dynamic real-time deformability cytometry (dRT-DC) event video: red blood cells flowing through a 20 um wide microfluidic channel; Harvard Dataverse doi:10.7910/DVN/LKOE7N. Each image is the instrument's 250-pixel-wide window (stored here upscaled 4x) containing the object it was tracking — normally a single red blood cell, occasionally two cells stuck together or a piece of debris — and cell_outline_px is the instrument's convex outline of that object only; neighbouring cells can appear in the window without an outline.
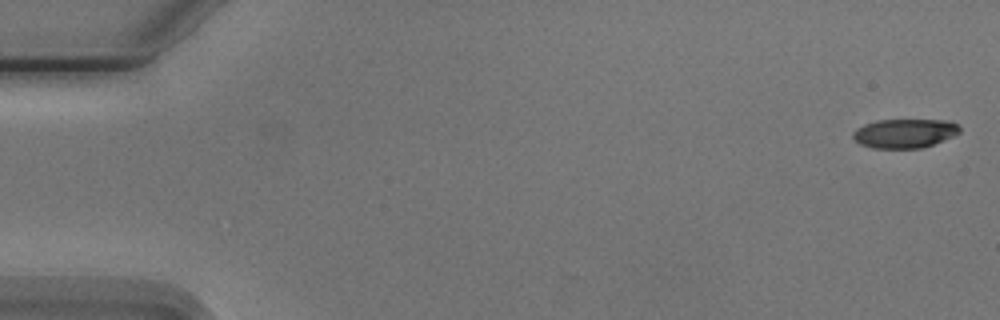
{"species": "Egyptian fruit bat (a non-hibernating species)", "species_latin": "Rousettus aegyptiacus", "temperature_condition": "cold", "stored_images_in_passage": 5, "camera_frame_rate_fps": 3000, "um_per_image_px": 0.085, "animal": {"sex": "male"}, "frame": {"image": 1, "passage_image": 1, "time_ms": 0.0, "image_size_px": [1000, 320], "cell_outline_px": [[960, 132], [952, 136], [932, 144], [920, 148], [872, 148], [860, 144], [852, 136], [852, 132], [856, 128], [864, 124], [876, 120], [952, 120], [960, 128]], "centroid_in_image_um": [76.86, 11.32], "position_along_channel_um": 8.1, "area_um2": 18.03}}
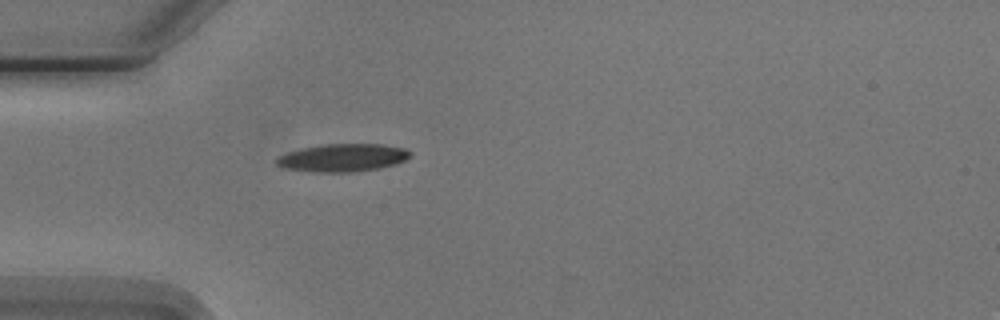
{"frame": {"image": 2, "passage_image": 5, "time_ms": 5.0, "image_size_px": [1000, 320], "cell_outline_px": [[412, 156], [396, 164], [380, 168], [352, 172], [316, 172], [284, 168], [276, 164], [276, 156], [288, 152], [304, 148], [324, 144], [380, 144], [404, 148], [412, 152]], "centroid_in_image_um": [29.15, 13.41], "position_along_channel_um": 55.9, "area_um2": 21.68}}